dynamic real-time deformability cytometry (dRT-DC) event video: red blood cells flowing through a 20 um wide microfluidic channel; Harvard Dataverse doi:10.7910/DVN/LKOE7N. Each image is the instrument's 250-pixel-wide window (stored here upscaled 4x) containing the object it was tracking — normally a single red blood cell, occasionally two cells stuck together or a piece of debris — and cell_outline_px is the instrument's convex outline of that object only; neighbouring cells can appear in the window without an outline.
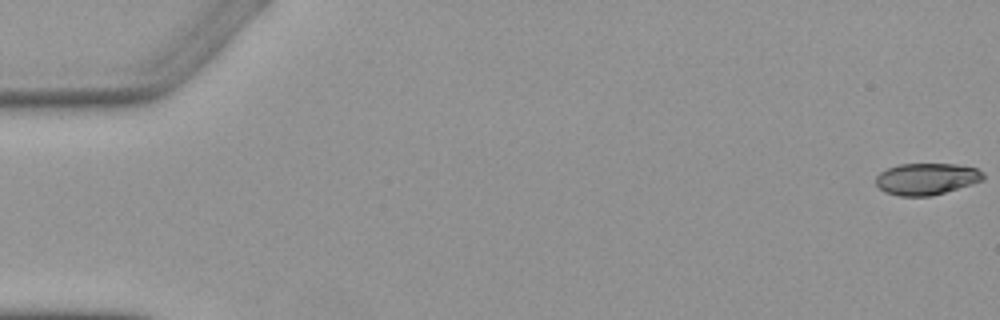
{"species": "Egyptian fruit bat (a non-hibernating species)", "species_latin": "Rousettus aegyptiacus", "temperature_condition": "warm", "stored_images_in_passage": 5, "camera_frame_rate_fps": 3000, "um_per_image_px": 0.085, "animal": {"sex": "female"}, "frame": {"image": 1, "passage_image": 1, "time_ms": 0.0, "image_size_px": [1000, 320], "cell_outline_px": [[984, 180], [972, 184], [932, 196], [900, 196], [884, 192], [876, 184], [876, 176], [880, 172], [888, 168], [900, 164], [956, 164], [976, 168], [984, 172]], "centroid_in_image_um": [78.77, 15.21], "position_along_channel_um": 6.2, "area_um2": 19.88}}
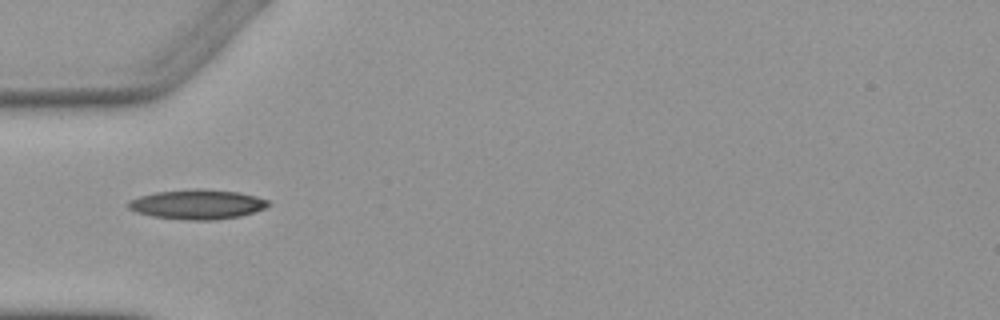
{"frame": {"image": 2, "passage_image": 5, "time_ms": 5.667, "image_size_px": [1000, 320], "cell_outline_px": [[272, 204], [264, 208], [240, 216], [216, 220], [184, 220], [152, 216], [136, 212], [128, 208], [128, 200], [140, 196], [156, 192], [192, 188], [200, 188], [240, 192], [256, 196], [268, 200]], "centroid_in_image_um": [16.77, 17.36], "position_along_channel_um": 68.2, "area_um2": 24.39}}